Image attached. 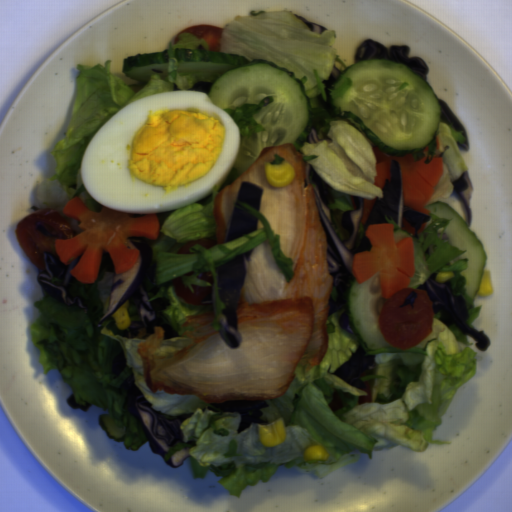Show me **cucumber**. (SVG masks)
<instances>
[{"mask_svg":"<svg viewBox=\"0 0 512 512\" xmlns=\"http://www.w3.org/2000/svg\"><path fill=\"white\" fill-rule=\"evenodd\" d=\"M348 78L351 83L339 98L332 99L326 86V101L317 99L328 113L347 117L383 154L413 155L433 141L441 104L427 79L411 65L360 59L330 86H341Z\"/></svg>","mask_w":512,"mask_h":512,"instance_id":"8b760119","label":"cucumber"},{"mask_svg":"<svg viewBox=\"0 0 512 512\" xmlns=\"http://www.w3.org/2000/svg\"><path fill=\"white\" fill-rule=\"evenodd\" d=\"M179 75L219 72L209 100L223 110L256 105L265 97L273 101L254 114L253 135L242 136L235 157L238 175L249 169L265 147L293 144L310 122L311 101L301 79L269 60H253L237 54L208 49H176Z\"/></svg>","mask_w":512,"mask_h":512,"instance_id":"586b57bf","label":"cucumber"},{"mask_svg":"<svg viewBox=\"0 0 512 512\" xmlns=\"http://www.w3.org/2000/svg\"><path fill=\"white\" fill-rule=\"evenodd\" d=\"M432 215L449 220L445 234L449 242L465 253L459 255L446 265H454L460 260H468L465 270L460 271V276L465 278L464 292L470 298H475L482 282L487 254L482 241L472 231L462 216L450 205L444 202L434 201L430 205L423 206Z\"/></svg>","mask_w":512,"mask_h":512,"instance_id":"888e309b","label":"cucumber"},{"mask_svg":"<svg viewBox=\"0 0 512 512\" xmlns=\"http://www.w3.org/2000/svg\"><path fill=\"white\" fill-rule=\"evenodd\" d=\"M170 67V50L160 52L136 53L127 56L121 63L123 75L136 79L137 84L129 85L135 92H139L146 82L158 75L165 83L168 80Z\"/></svg>","mask_w":512,"mask_h":512,"instance_id":"2a18db57","label":"cucumber"},{"mask_svg":"<svg viewBox=\"0 0 512 512\" xmlns=\"http://www.w3.org/2000/svg\"><path fill=\"white\" fill-rule=\"evenodd\" d=\"M98 424L99 426L106 431V436L109 439H113L115 441H125V435L127 429L125 427H121L109 414H100L98 416Z\"/></svg>","mask_w":512,"mask_h":512,"instance_id":"734fbe4a","label":"cucumber"}]
</instances>
